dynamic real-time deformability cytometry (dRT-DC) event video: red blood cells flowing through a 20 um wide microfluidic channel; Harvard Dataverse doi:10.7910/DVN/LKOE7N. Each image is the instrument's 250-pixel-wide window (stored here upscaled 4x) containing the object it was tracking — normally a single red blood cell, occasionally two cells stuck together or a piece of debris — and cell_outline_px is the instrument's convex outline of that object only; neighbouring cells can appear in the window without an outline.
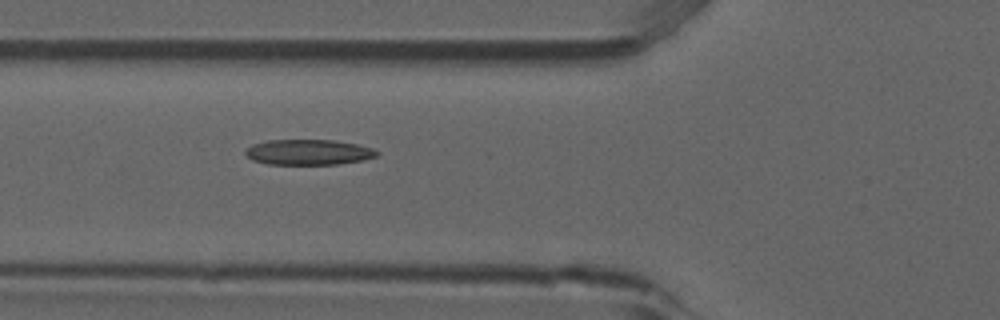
{"species": "common noctule bat (a hibernating species)", "species_latin": "Nyctalus noctula", "temperature_condition": "room temperature", "stored_images_in_passage": 6, "camera_frame_rate_fps": 3000, "um_per_image_px": 0.085, "animal": {"sex": "male", "forearm_length_mm": 52.5}, "frame": {"image": 1, "passage_image": 6, "time_ms": 1.667, "image_size_px": [1000, 320], "cell_outline_px": [[380, 152], [376, 156], [360, 160], [336, 164], [268, 164], [252, 160], [244, 152], [244, 148], [252, 144], [268, 140], [332, 140], [356, 144], [372, 148]], "centroid_in_image_um": [26.16, 12.93], "position_along_channel_um": 99.6, "area_um2": 19.36}}